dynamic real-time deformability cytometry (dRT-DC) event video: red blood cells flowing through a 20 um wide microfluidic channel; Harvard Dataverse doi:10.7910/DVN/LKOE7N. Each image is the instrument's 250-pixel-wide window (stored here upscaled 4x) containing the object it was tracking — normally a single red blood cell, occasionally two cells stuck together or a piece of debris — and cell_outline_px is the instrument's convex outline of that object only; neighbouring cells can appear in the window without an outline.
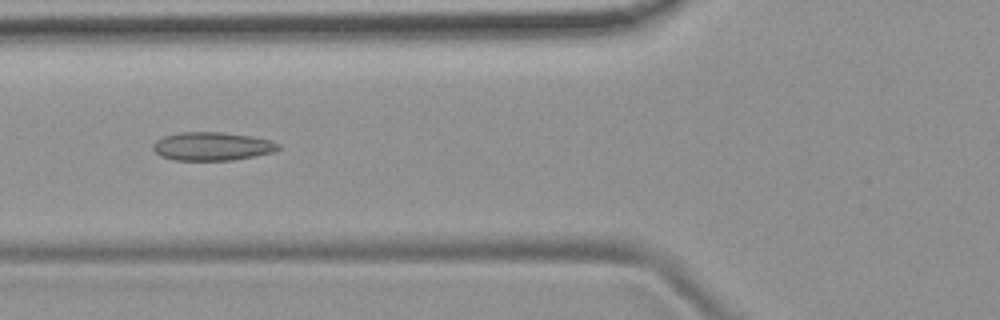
{"species": "common noctule bat (a hibernating species)", "species_latin": "Nyctalus noctula", "temperature_condition": "room temperature", "stored_images_in_passage": 6, "camera_frame_rate_fps": 3000, "um_per_image_px": 0.085, "animal": {"sex": "female", "body_mass_g": 19.9}, "frame": {"image": 1, "passage_image": 5, "time_ms": 4.667, "image_size_px": [1000, 320], "cell_outline_px": [[280, 148], [272, 152], [232, 160], [172, 160], [160, 156], [152, 148], [152, 144], [156, 140], [164, 136], [180, 132], [220, 132], [252, 136], [272, 140], [280, 144]], "centroid_in_image_um": [18.01, 12.43], "position_along_channel_um": 107.8, "area_um2": 20.75}}
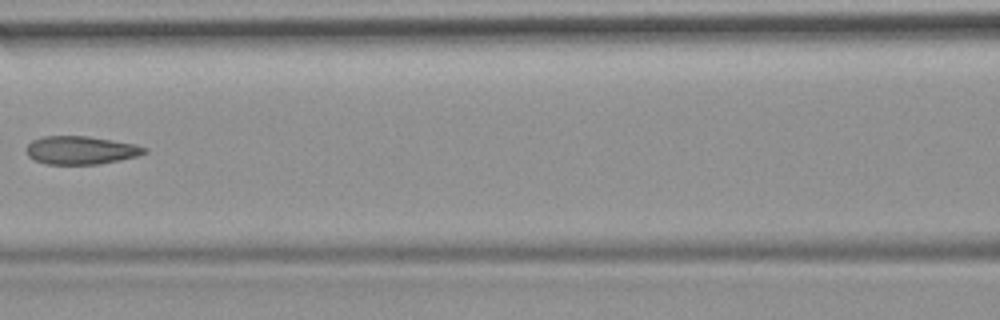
{"frame": {"image": 2, "passage_image": 6, "time_ms": 6.0, "image_size_px": [1000, 320], "cell_outline_px": [[148, 152], [136, 156], [96, 164], [48, 164], [36, 160], [28, 156], [24, 148], [32, 140], [44, 136], [88, 136], [136, 144], [148, 148]], "centroid_in_image_um": [6.85, 12.75], "position_along_channel_um": 159.7, "area_um2": 19.31}}